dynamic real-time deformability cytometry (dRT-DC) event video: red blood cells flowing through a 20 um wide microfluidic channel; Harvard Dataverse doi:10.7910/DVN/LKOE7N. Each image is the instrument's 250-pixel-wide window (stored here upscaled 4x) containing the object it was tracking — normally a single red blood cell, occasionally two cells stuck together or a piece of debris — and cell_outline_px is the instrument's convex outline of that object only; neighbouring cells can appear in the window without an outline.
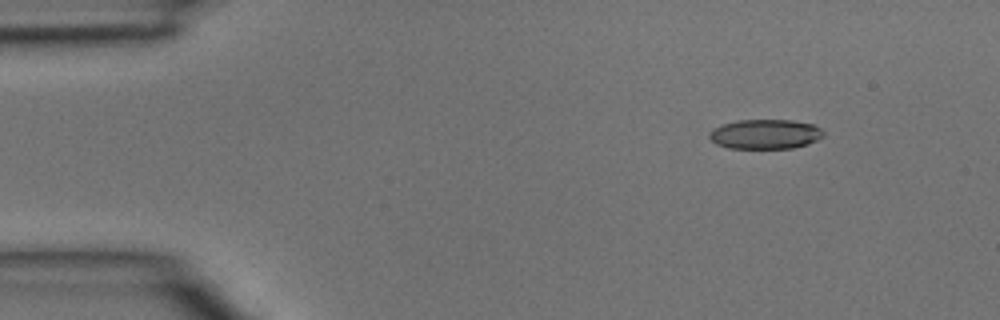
{"species": "common noctule bat (a hibernating species)", "species_latin": "Nyctalus noctula", "temperature_condition": "room temperature", "stored_images_in_passage": 2, "camera_frame_rate_fps": 3000, "um_per_image_px": 0.085, "animal": {"sex": "male", "body_mass_g": 15.6}, "frame": {"image": 1, "passage_image": 1, "time_ms": 0.0, "image_size_px": [1000, 320], "cell_outline_px": [[824, 136], [808, 144], [792, 148], [728, 148], [716, 144], [708, 136], [708, 132], [712, 128], [720, 124], [736, 120], [792, 120], [812, 124], [820, 128], [824, 132]], "centroid_in_image_um": [65.0, 11.39], "position_along_channel_um": 20.0, "area_um2": 19.88}}